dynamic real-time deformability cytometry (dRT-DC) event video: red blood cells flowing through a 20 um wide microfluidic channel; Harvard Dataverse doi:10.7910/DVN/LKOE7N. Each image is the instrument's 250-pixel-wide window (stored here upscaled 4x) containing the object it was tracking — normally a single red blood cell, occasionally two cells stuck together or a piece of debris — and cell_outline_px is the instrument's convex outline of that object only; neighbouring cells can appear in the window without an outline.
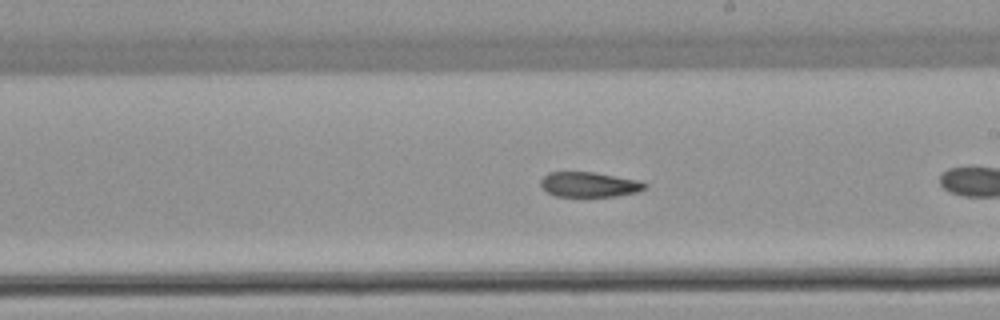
{"species": "common noctule bat (a hibernating species)", "species_latin": "Nyctalus noctula", "temperature_condition": "warm", "stored_images_in_passage": 25, "camera_frame_rate_fps": 3000, "um_per_image_px": 0.085, "animal": {"sex": "female", "body_mass_g": 22.7, "forearm_length_mm": 54.2}, "frame": {"image": 1, "passage_image": 15, "time_ms": 4.667, "image_size_px": [1000, 320], "cell_outline_px": [[648, 188], [640, 192], [616, 196], [556, 196], [540, 188], [540, 180], [548, 172], [592, 172], [640, 180], [648, 184]], "centroid_in_image_um": [50.12, 15.68], "position_along_channel_um": 238.9, "area_um2": 15.37}}